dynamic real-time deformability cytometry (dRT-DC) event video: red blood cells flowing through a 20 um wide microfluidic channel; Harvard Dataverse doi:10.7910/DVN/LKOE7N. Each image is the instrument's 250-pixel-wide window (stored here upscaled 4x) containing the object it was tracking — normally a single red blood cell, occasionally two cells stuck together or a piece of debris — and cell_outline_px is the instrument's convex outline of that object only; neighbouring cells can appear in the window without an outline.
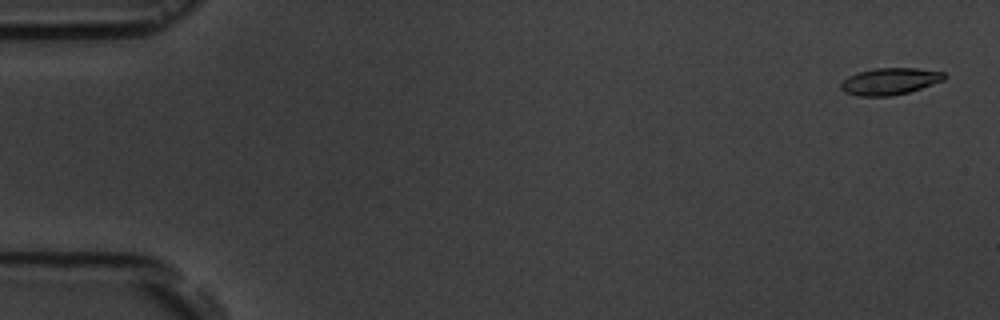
{"species": "common noctule bat (a hibernating species)", "species_latin": "Nyctalus noctula", "temperature_condition": "room temperature", "stored_images_in_passage": 2, "camera_frame_rate_fps": 3000, "um_per_image_px": 0.085, "animal": {"sex": "male", "body_mass_g": 19.5, "forearm_length_mm": 54.6}, "frame": {"image": 1, "passage_image": 1, "time_ms": 0.0, "image_size_px": [1000, 320], "cell_outline_px": [[948, 76], [944, 80], [908, 92], [892, 96], [856, 96], [844, 92], [840, 88], [840, 84], [848, 76], [856, 72], [876, 68], [916, 68], [944, 72]], "centroid_in_image_um": [75.62, 6.91], "position_along_channel_um": 9.4, "area_um2": 16.24}}